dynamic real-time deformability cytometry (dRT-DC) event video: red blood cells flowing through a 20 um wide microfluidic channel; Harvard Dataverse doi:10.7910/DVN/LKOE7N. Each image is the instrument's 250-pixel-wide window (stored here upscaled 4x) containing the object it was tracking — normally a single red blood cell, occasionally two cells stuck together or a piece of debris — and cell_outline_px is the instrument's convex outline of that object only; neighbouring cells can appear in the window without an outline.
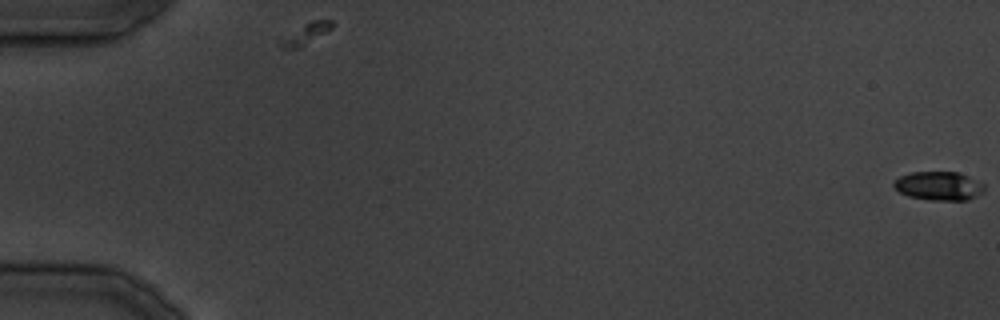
{"species": "common noctule bat (a hibernating species)", "species_latin": "Nyctalus noctula", "temperature_condition": "cold", "stored_images_in_passage": 14, "camera_frame_rate_fps": 3000, "um_per_image_px": 0.085, "animal": {"sex": "male", "body_mass_g": 19.5, "forearm_length_mm": 54.6}, "frame": {"image": 1, "passage_image": 1, "time_ms": 0.0, "image_size_px": [1000, 320], "cell_outline_px": [[984, 192], [968, 200], [932, 200], [908, 196], [892, 188], [892, 184], [900, 176], [912, 172], [956, 172], [968, 176], [984, 184]], "centroid_in_image_um": [79.79, 15.81], "position_along_channel_um": 5.2, "area_um2": 15.14}}
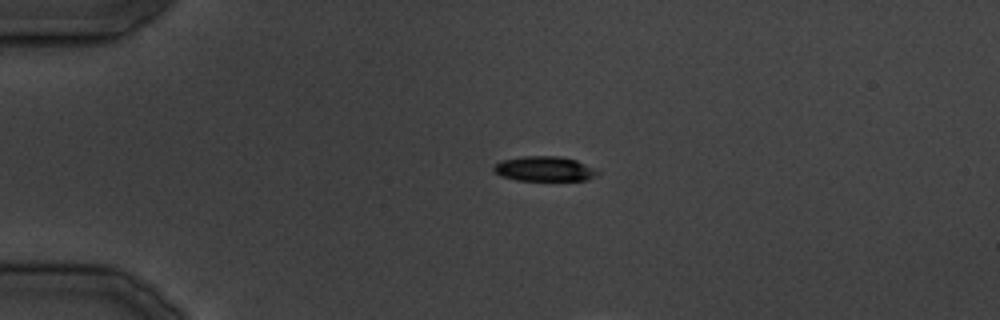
{"frame": {"image": 2, "passage_image": 10, "time_ms": 11.0, "image_size_px": [1000, 320], "cell_outline_px": [[600, 172], [596, 176], [588, 180], [516, 180], [500, 176], [492, 168], [500, 160], [524, 156], [560, 156], [576, 160], [596, 168]], "centroid_in_image_um": [46.3, 14.35], "position_along_channel_um": 38.7, "area_um2": 15.14}}